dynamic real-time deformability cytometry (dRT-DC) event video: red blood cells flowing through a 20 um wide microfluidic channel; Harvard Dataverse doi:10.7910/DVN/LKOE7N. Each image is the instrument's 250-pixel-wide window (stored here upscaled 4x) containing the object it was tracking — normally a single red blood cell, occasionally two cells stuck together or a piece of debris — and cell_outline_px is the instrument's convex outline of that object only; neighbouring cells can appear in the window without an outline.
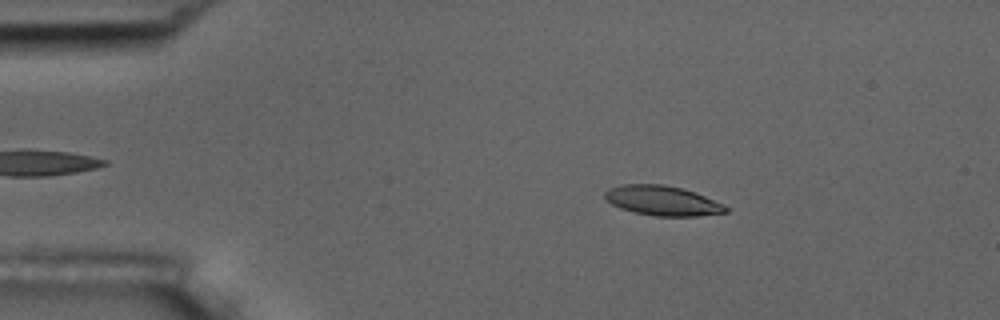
{"species": "common noctule bat (a hibernating species)", "species_latin": "Nyctalus noctula", "temperature_condition": "room temperature", "stored_images_in_passage": 55, "camera_frame_rate_fps": 3000, "um_per_image_px": 0.085, "animal": {"sex": "male", "body_mass_g": 17.5, "forearm_length_mm": 52.3}, "frame": {"image": 1, "passage_image": 9, "time_ms": 2.667, "image_size_px": [1000, 320], "cell_outline_px": [[728, 212], [696, 216], [656, 216], [636, 212], [620, 208], [604, 200], [604, 192], [608, 188], [620, 184], [660, 184], [680, 188], [696, 192], [724, 204], [728, 208]], "centroid_in_image_um": [56.28, 17.05], "position_along_channel_um": 28.7, "area_um2": 21.04}}
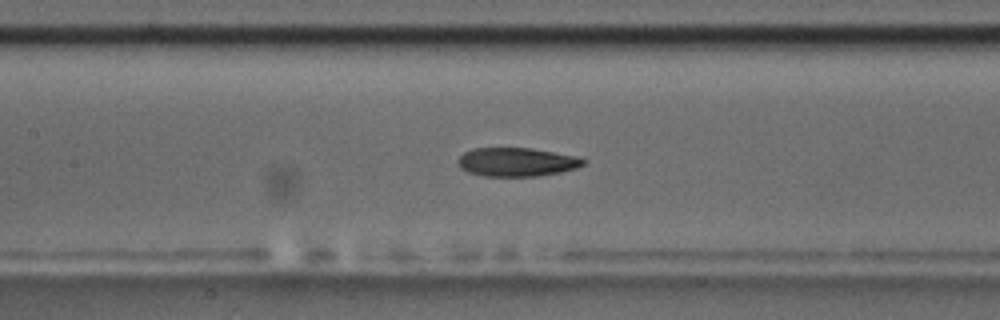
{"frame": {"image": 2, "passage_image": 25, "time_ms": 8.0, "image_size_px": [1000, 320], "cell_outline_px": [[588, 160], [584, 164], [576, 168], [560, 172], [536, 176], [484, 176], [468, 172], [460, 168], [456, 160], [464, 152], [472, 148], [532, 148], [576, 156]], "centroid_in_image_um": [43.9, 13.77], "position_along_channel_um": 163.5, "area_um2": 21.04}}
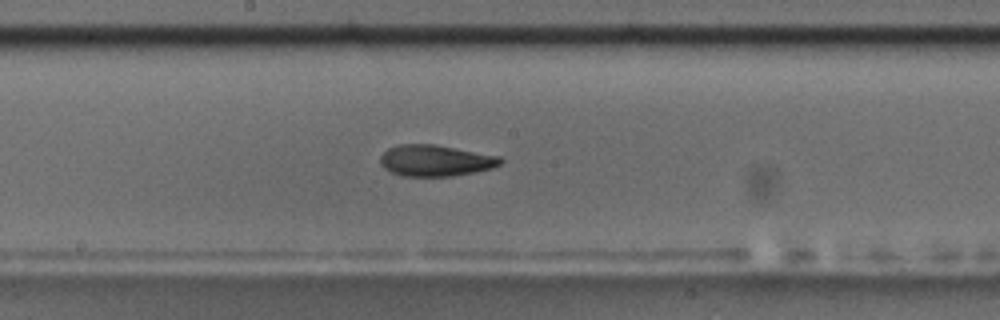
{"frame": {"image": 3, "passage_image": 29, "time_ms": 9.333, "image_size_px": [1000, 320], "cell_outline_px": [[504, 160], [500, 164], [492, 168], [476, 172], [452, 176], [400, 176], [384, 168], [380, 164], [380, 156], [388, 148], [396, 144], [432, 144], [500, 156]], "centroid_in_image_um": [37.0, 13.65], "position_along_channel_um": 211.2, "area_um2": 21.96}, "authors_computed_cell_mechanics": {"area_um2": 21.9062, "velocity_mm_per_s": 3.6115, "shape_relaxation_time_tau1_ms": 7.2273, "shape_relaxation_time_tau2_ms": 2.8757, "deformation_change_tau1": 0.1814, "deformation_change_tau2": 0.0868}}